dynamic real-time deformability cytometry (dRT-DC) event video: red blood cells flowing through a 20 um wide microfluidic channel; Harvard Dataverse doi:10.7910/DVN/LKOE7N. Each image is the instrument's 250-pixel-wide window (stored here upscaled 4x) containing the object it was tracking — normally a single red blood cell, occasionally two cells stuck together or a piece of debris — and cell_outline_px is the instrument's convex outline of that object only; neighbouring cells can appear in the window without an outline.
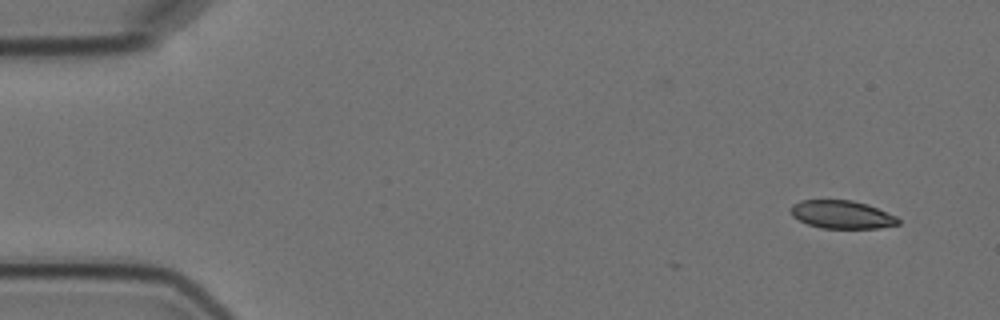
{"species": "Egyptian fruit bat (a non-hibernating species)", "species_latin": "Rousettus aegyptiacus", "temperature_condition": "cold", "stored_images_in_passage": 6, "camera_frame_rate_fps": 3000, "um_per_image_px": 0.085, "animal": {"sex": "female"}, "frame": {"image": 1, "passage_image": 1, "time_ms": 0.0, "image_size_px": [1000, 320], "cell_outline_px": [[900, 224], [880, 228], [820, 228], [808, 224], [792, 216], [788, 212], [788, 208], [792, 204], [800, 200], [852, 200], [868, 204], [896, 216], [900, 220]], "centroid_in_image_um": [71.53, 18.23], "position_along_channel_um": 13.5, "area_um2": 17.8}}
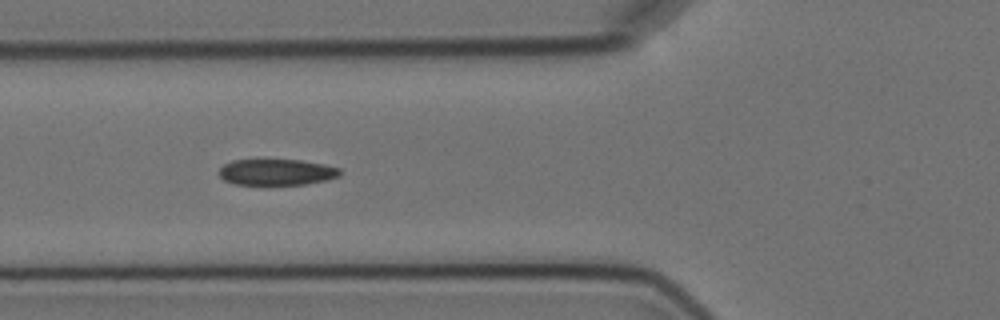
{"frame": {"image": 2, "passage_image": 5, "time_ms": 5.667, "image_size_px": [1000, 320], "cell_outline_px": [[340, 176], [328, 180], [304, 184], [268, 188], [236, 184], [224, 180], [220, 176], [220, 168], [224, 164], [232, 160], [300, 160], [324, 164], [340, 168]], "centroid_in_image_um": [23.51, 14.68], "position_along_channel_um": 102.3, "area_um2": 19.25}}
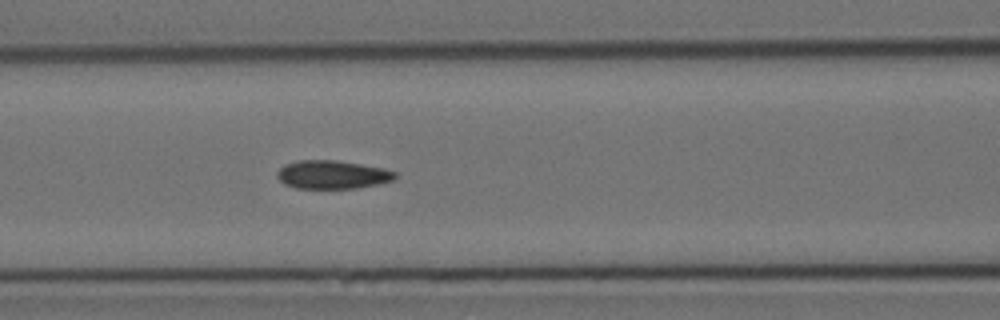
{"frame": {"image": 3, "passage_image": 6, "time_ms": 6.667, "image_size_px": [1000, 320], "cell_outline_px": [[396, 176], [392, 180], [380, 184], [356, 188], [296, 188], [284, 184], [276, 176], [276, 172], [284, 164], [296, 160], [336, 160], [384, 168], [396, 172]], "centroid_in_image_um": [28.22, 14.84], "position_along_channel_um": 138.4, "area_um2": 19.59}}